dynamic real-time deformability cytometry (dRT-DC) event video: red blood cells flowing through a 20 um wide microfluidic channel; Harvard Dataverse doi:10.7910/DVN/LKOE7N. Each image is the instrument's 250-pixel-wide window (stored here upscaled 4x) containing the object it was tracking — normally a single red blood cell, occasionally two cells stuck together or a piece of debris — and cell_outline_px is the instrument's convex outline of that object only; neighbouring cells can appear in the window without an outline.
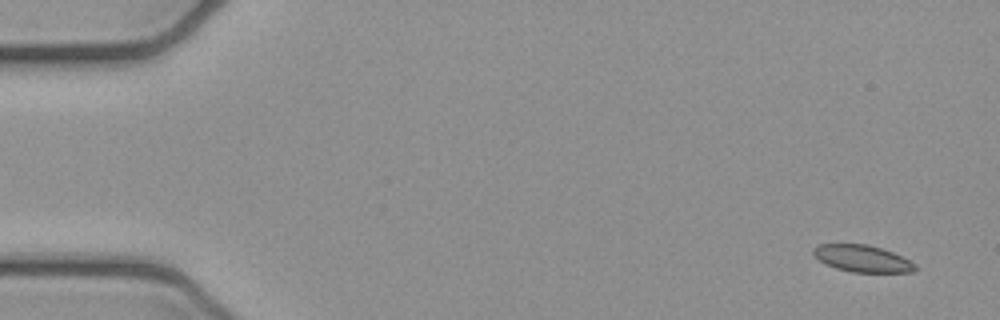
{"species": "common noctule bat (a hibernating species)", "species_latin": "Nyctalus noctula", "temperature_condition": "cold", "stored_images_in_passage": 51, "camera_frame_rate_fps": 3000, "um_per_image_px": 0.085, "animal": {"sex": "female", "body_mass_g": 21.9}, "frame": {"image": 1, "passage_image": 2, "time_ms": 0.333, "image_size_px": [1000, 320], "cell_outline_px": [[916, 268], [912, 272], [852, 272], [836, 268], [824, 264], [812, 252], [812, 248], [816, 244], [868, 244], [892, 252], [916, 264]], "centroid_in_image_um": [73.25, 21.97], "position_along_channel_um": 11.7, "area_um2": 15.84}}
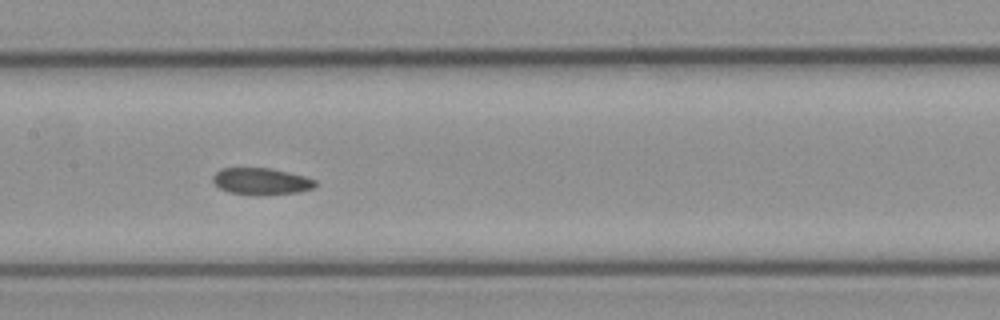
{"frame": {"image": 2, "passage_image": 25, "time_ms": 8.0, "image_size_px": [1000, 320], "cell_outline_px": [[316, 188], [300, 192], [256, 196], [252, 196], [228, 192], [220, 188], [212, 180], [212, 176], [220, 168], [272, 168], [304, 176], [316, 180]], "centroid_in_image_um": [22.21, 15.43], "position_along_channel_um": 185.2, "area_um2": 16.3}}
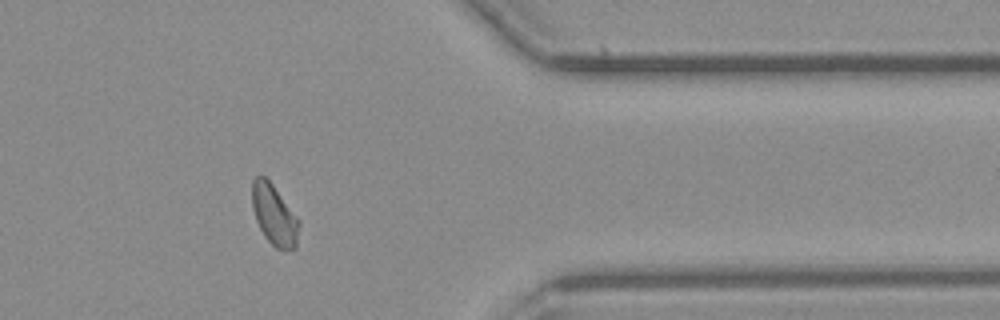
{"frame": {"image": 3, "passage_image": 42, "time_ms": 13.667, "image_size_px": [1000, 320], "cell_outline_px": [[300, 224], [296, 248], [276, 248], [264, 236], [256, 220], [252, 208], [252, 180], [260, 172], [272, 184], [300, 220]], "centroid_in_image_um": [23.3, 18.23], "position_along_channel_um": 388.1, "area_um2": 16.53}, "authors_computed_cell_mechanics": {"area_um2": 16.7042, "velocity_mm_per_s": 3.9087, "shape_relaxation_time_tau1_ms": null, "shape_relaxation_time_tau2_ms": 3.3452, "deformation_change_tau1": null, "deformation_change_tau2": 0.0631}}